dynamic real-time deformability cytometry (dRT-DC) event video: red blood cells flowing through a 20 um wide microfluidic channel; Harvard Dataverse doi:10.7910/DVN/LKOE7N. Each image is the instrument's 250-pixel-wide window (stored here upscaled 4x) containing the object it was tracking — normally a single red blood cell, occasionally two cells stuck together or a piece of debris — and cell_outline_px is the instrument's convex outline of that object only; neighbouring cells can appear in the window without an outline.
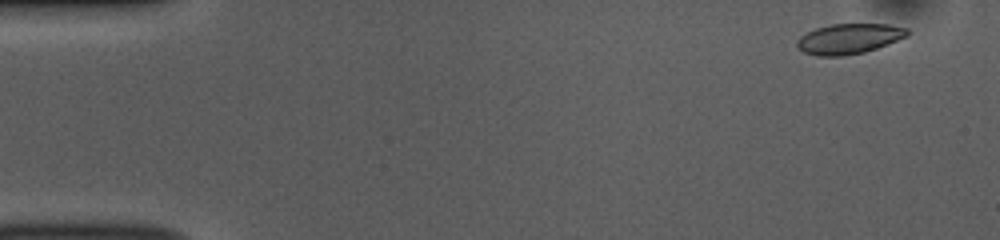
{"species": "common noctule bat (a hibernating species)", "species_latin": "Nyctalus noctula", "temperature_condition": "room temperature", "stored_images_in_passage": 52, "camera_frame_rate_fps": 3000, "um_per_image_px": 0.085, "animal": {"sex": "female", "body_mass_g": 10.0, "forearm_length_mm": 53.1}, "frame": {"image": 1, "passage_image": 3, "time_ms": 0.667, "image_size_px": [1000, 240], "cell_outline_px": [[908, 36], [888, 44], [864, 52], [840, 56], [816, 56], [804, 52], [796, 44], [796, 40], [800, 36], [816, 28], [832, 24], [888, 24], [908, 28]], "centroid_in_image_um": [72.17, 3.29], "position_along_channel_um": 12.8, "area_um2": 19.36}}
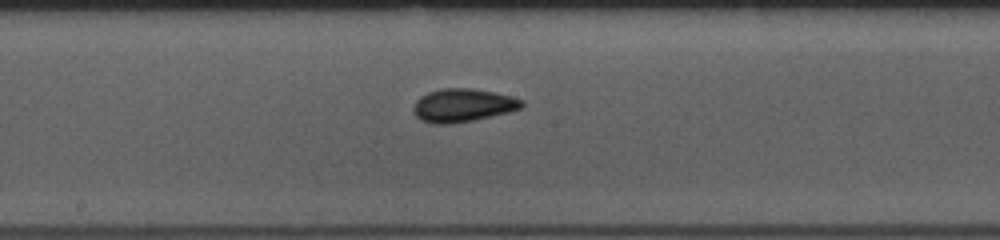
{"frame": {"image": 2, "passage_image": 27, "time_ms": 8.667, "image_size_px": [1000, 240], "cell_outline_px": [[524, 104], [520, 108], [508, 112], [472, 120], [448, 124], [432, 124], [420, 120], [412, 112], [412, 108], [416, 100], [420, 96], [428, 92], [440, 88], [472, 88], [512, 96], [524, 100]], "centroid_in_image_um": [39.29, 8.94], "position_along_channel_um": 208.9, "area_um2": 21.04}}
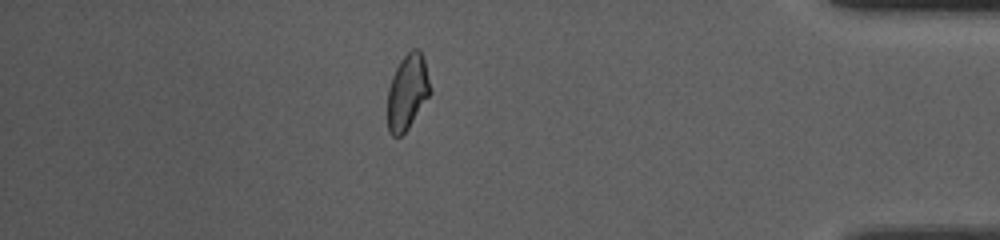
{"frame": {"image": 3, "passage_image": 45, "time_ms": 14.667, "image_size_px": [1000, 240], "cell_outline_px": [[432, 92], [408, 128], [400, 136], [392, 136], [388, 132], [388, 88], [392, 76], [400, 60], [412, 48], [420, 48], [424, 60]], "centroid_in_image_um": [34.63, 7.8], "position_along_channel_um": 400.6, "area_um2": 18.73}, "authors_computed_cell_mechanics": {"area_um2": 19.8254, "velocity_mm_per_s": 3.8523, "shape_relaxation_time_tau1_ms": 3.8868, "shape_relaxation_time_tau2_ms": 1.4094, "deformation_change_tau1": 0.1046, "deformation_change_tau2": 0.049}}